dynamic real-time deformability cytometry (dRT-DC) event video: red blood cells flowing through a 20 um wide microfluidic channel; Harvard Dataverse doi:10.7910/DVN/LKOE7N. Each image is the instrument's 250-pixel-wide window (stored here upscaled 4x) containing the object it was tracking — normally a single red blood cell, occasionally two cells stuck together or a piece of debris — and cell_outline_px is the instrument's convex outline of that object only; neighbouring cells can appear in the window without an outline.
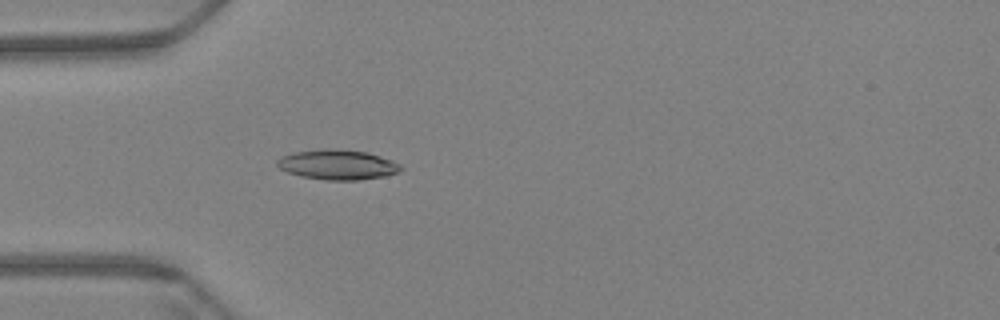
{"species": "Egyptian fruit bat (a non-hibernating species)", "species_latin": "Rousettus aegyptiacus", "temperature_condition": "warm", "stored_images_in_passage": 60, "camera_frame_rate_fps": 3000, "um_per_image_px": 0.085, "animal": {"sex": "female"}, "frame": {"image": 1, "passage_image": 19, "time_ms": 6.0, "image_size_px": [1000, 320], "cell_outline_px": [[404, 168], [396, 172], [384, 176], [356, 180], [328, 180], [300, 176], [288, 172], [280, 168], [276, 164], [276, 160], [292, 152], [332, 148], [368, 152], [392, 160], [400, 164]], "centroid_in_image_um": [28.69, 13.99], "position_along_channel_um": 56.3, "area_um2": 21.44}}
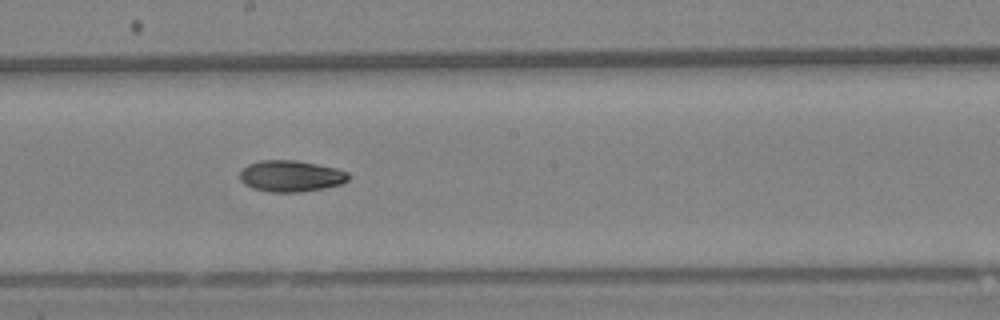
{"frame": {"image": 2, "passage_image": 34, "time_ms": 11.0, "image_size_px": [1000, 320], "cell_outline_px": [[348, 180], [340, 184], [324, 188], [300, 192], [272, 192], [252, 188], [244, 184], [240, 180], [240, 172], [248, 164], [260, 160], [296, 160], [336, 168], [348, 172]], "centroid_in_image_um": [24.7, 14.96], "position_along_channel_um": 223.5, "area_um2": 19.77}}
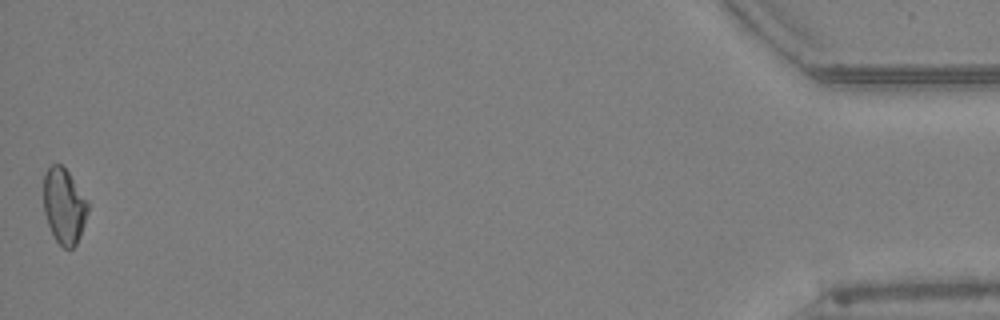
{"frame": {"image": 3, "passage_image": 60, "time_ms": 19.667, "image_size_px": [1000, 320], "cell_outline_px": [[88, 212], [80, 236], [76, 244], [72, 248], [64, 248], [56, 240], [48, 224], [44, 212], [44, 172], [52, 164], [60, 164], [68, 172], [88, 204]], "centroid_in_image_um": [5.43, 17.52], "position_along_channel_um": 429.8, "area_um2": 19.07}}